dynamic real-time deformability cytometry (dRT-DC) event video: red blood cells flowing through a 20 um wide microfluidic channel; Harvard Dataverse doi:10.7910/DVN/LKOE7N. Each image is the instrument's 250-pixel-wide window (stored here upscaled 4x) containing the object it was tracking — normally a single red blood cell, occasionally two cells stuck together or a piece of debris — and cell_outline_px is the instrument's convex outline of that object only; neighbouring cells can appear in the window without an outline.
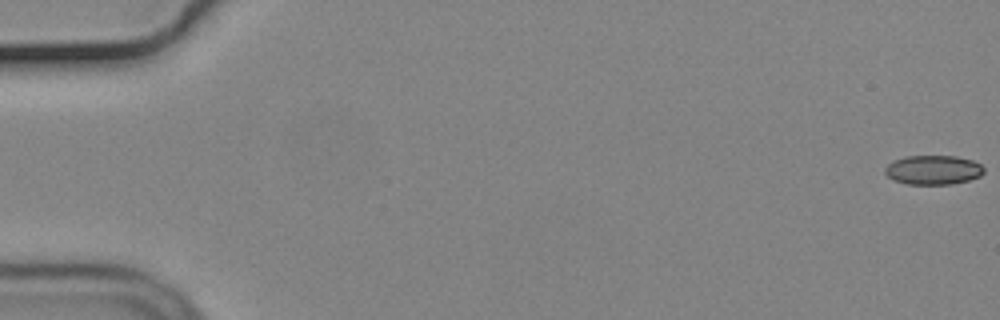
{"species": "common noctule bat (a hibernating species)", "species_latin": "Nyctalus noctula", "temperature_condition": "cold", "stored_images_in_passage": 14, "camera_frame_rate_fps": 3000, "um_per_image_px": 0.085, "animal": {"sex": "male", "body_mass_g": 19.2, "forearm_length_mm": 51.8}, "frame": {"image": 1, "passage_image": 1, "time_ms": 0.0, "image_size_px": [1000, 320], "cell_outline_px": [[984, 172], [980, 176], [968, 180], [952, 184], [908, 184], [892, 180], [884, 172], [884, 168], [888, 164], [904, 156], [956, 156], [972, 160], [980, 164], [984, 168]], "centroid_in_image_um": [79.31, 14.44], "position_along_channel_um": 5.7, "area_um2": 16.88}}